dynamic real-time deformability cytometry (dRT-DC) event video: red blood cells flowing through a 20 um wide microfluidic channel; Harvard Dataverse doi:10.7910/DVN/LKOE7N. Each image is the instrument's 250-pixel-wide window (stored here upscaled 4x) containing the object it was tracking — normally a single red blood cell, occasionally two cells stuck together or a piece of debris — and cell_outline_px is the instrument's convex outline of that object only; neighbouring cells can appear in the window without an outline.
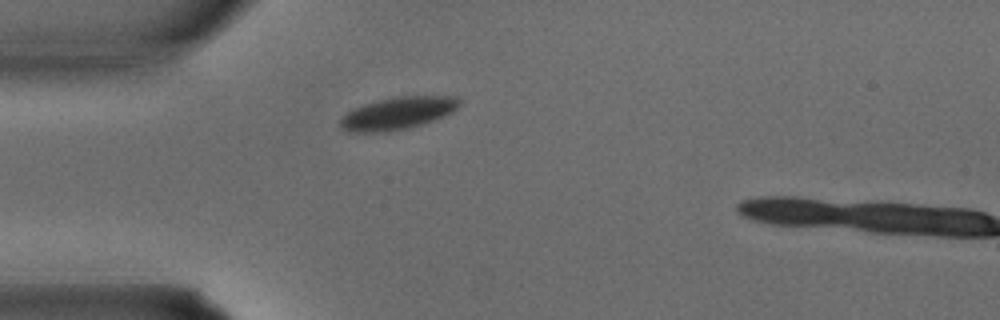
{"species": "common noctule bat (a hibernating species)", "species_latin": "Nyctalus noctula", "temperature_condition": "warm", "stored_images_in_passage": 2, "camera_frame_rate_fps": 3000, "um_per_image_px": 0.085, "animal": {"sex": "male", "body_mass_g": 15.6}, "frame": {"image": 1, "passage_image": 1, "time_ms": 0.0, "image_size_px": [1000, 320], "cell_outline_px": [[460, 104], [452, 112], [432, 120], [408, 128], [388, 132], [348, 132], [340, 128], [340, 120], [352, 108], [364, 104], [396, 96], [456, 96], [460, 100]], "centroid_in_image_um": [33.77, 9.63], "position_along_channel_um": 51.2, "area_um2": 22.31}}